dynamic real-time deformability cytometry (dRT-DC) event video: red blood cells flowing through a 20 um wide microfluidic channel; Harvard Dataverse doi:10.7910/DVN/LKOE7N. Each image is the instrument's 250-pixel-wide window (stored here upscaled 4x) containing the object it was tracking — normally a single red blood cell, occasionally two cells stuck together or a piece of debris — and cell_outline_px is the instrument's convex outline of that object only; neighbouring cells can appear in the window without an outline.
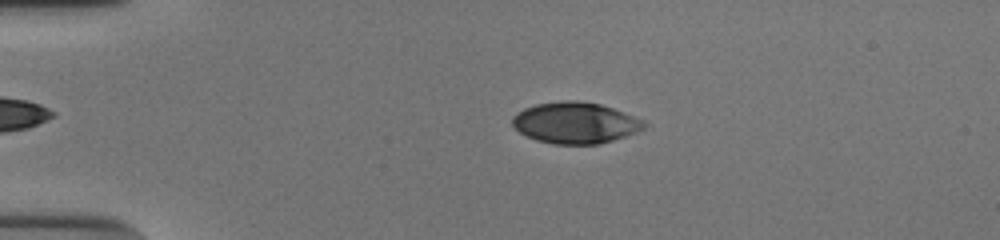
{"species": "human", "species_latin": "Homo sapiens", "temperature_condition": "cold", "stored_images_in_passage": 49, "camera_frame_rate_fps": 3000, "um_per_image_px": 0.085, "donor": {"sex": "male"}, "frame": {"image": 1, "passage_image": 8, "time_ms": 2.333, "image_size_px": [1000, 240], "cell_outline_px": [[648, 124], [644, 128], [636, 132], [600, 144], [552, 144], [536, 140], [520, 132], [512, 124], [512, 116], [516, 112], [524, 108], [536, 104], [560, 100], [576, 100], [600, 104], [612, 108], [644, 120]], "centroid_in_image_um": [48.88, 10.43], "position_along_channel_um": 36.1, "area_um2": 31.67}}
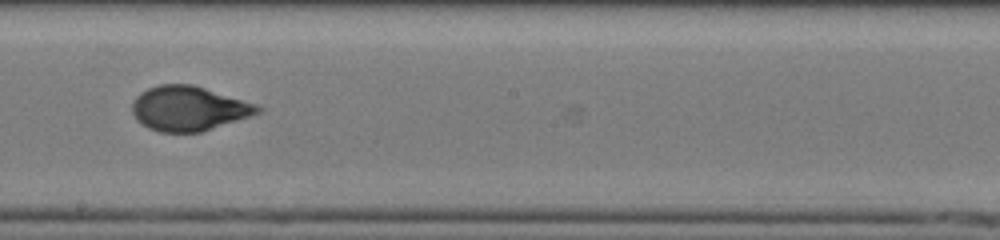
{"frame": {"image": 2, "passage_image": 27, "time_ms": 8.667, "image_size_px": [1000, 240], "cell_outline_px": [[264, 108], [260, 112], [200, 132], [160, 132], [148, 128], [140, 124], [136, 120], [132, 112], [132, 104], [136, 96], [140, 92], [148, 88], [160, 84], [192, 84], [260, 104]], "centroid_in_image_um": [16.03, 9.21], "position_along_channel_um": 232.2, "area_um2": 32.71}}
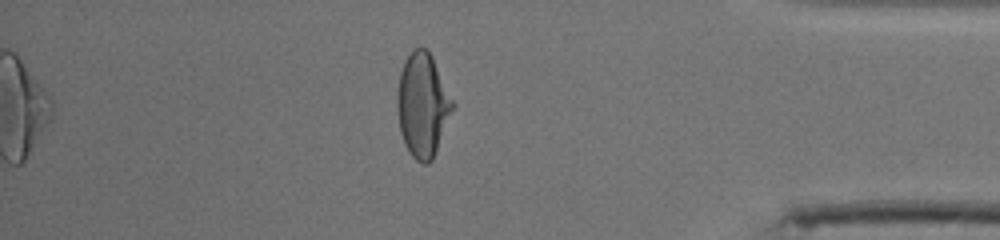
{"frame": {"image": 3, "passage_image": 42, "time_ms": 13.667, "image_size_px": [1000, 240], "cell_outline_px": [[456, 104], [432, 160], [428, 164], [424, 164], [416, 160], [412, 156], [404, 144], [400, 132], [396, 108], [396, 100], [400, 72], [404, 60], [416, 48], [428, 48]], "centroid_in_image_um": [35.93, 8.93], "position_along_channel_um": 399.3, "area_um2": 33.76}, "authors_computed_cell_mechanics": {"area_um2": 32.7726, "velocity_mm_per_s": 3.8975, "shape_relaxation_time_tau1_ms": 5.9062, "shape_relaxation_time_tau2_ms": null, "deformation_change_tau1": 0.2296, "deformation_change_tau2": null}}